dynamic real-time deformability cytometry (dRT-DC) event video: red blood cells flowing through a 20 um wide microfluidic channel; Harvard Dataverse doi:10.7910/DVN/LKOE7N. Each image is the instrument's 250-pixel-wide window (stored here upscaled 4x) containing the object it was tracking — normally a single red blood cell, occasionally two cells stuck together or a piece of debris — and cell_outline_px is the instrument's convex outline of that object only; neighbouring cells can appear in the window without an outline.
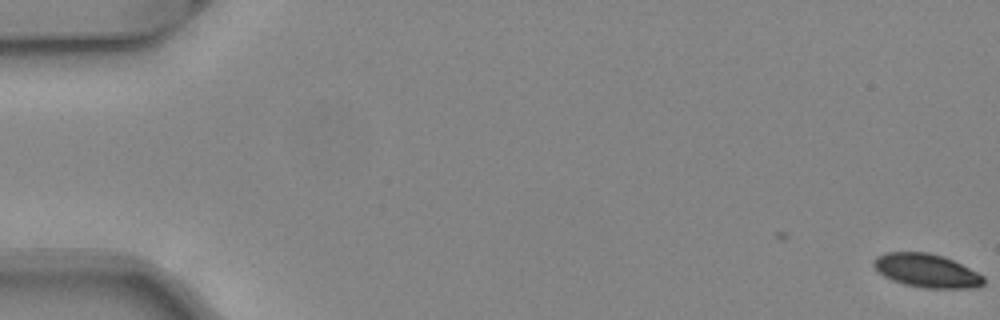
{"species": "common noctule bat (a hibernating species)", "species_latin": "Nyctalus noctula", "temperature_condition": "warm", "stored_images_in_passage": 2, "camera_frame_rate_fps": 3000, "um_per_image_px": 0.085, "animal": {"sex": "female", "body_mass_g": 24.6, "forearm_length_mm": 56.2}, "frame": {"image": 1, "passage_image": 2, "time_ms": 0.333, "image_size_px": [1000, 320], "cell_outline_px": [[984, 284], [976, 288], [924, 288], [904, 284], [892, 280], [884, 276], [872, 264], [872, 260], [876, 256], [888, 252], [928, 252], [944, 256], [984, 276]], "centroid_in_image_um": [78.75, 23.0], "position_along_channel_um": 6.2, "area_um2": 21.44}}